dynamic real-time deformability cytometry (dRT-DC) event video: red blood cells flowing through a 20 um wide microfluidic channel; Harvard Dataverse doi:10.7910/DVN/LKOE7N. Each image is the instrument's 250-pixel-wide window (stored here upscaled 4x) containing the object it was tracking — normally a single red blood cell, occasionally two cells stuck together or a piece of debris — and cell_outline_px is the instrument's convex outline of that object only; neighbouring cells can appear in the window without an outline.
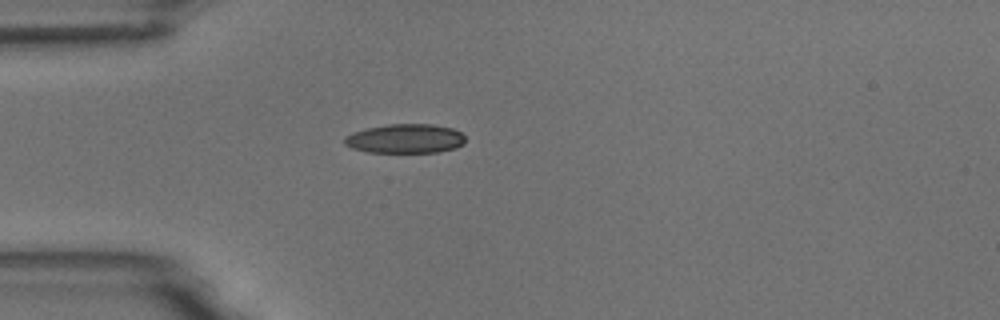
{"species": "common noctule bat (a hibernating species)", "species_latin": "Nyctalus noctula", "temperature_condition": "room temperature", "stored_images_in_passage": 1, "camera_frame_rate_fps": 3000, "um_per_image_px": 0.085, "animal": {"sex": "male", "body_mass_g": 18.8}, "frame": {"image": 1, "passage_image": 1, "time_ms": 0.0, "image_size_px": [1000, 320], "cell_outline_px": [[464, 144], [456, 148], [436, 152], [368, 152], [352, 148], [344, 144], [344, 136], [352, 132], [364, 128], [388, 124], [432, 124], [452, 128], [460, 132], [464, 136]], "centroid_in_image_um": [34.42, 11.78], "position_along_channel_um": 50.6, "area_um2": 20.69}}